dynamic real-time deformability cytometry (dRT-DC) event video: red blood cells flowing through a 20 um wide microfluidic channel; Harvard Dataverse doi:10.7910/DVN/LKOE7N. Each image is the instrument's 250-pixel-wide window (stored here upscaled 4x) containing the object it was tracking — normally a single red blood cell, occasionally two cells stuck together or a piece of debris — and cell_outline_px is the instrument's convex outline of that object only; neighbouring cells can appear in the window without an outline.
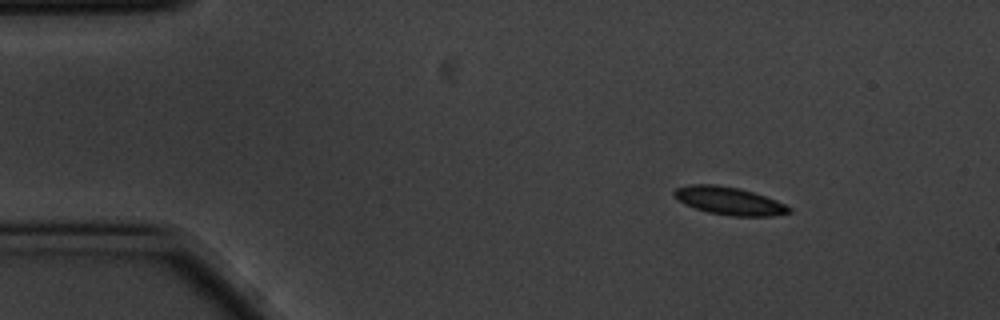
{"species": "common noctule bat (a hibernating species)", "species_latin": "Nyctalus noctula", "temperature_condition": "cold", "stored_images_in_passage": 13, "camera_frame_rate_fps": 3000, "um_per_image_px": 0.085, "animal": {"sex": "male", "body_mass_g": 20.1, "forearm_length_mm": 53.5}, "frame": {"image": 1, "passage_image": 1, "time_ms": 0.0, "image_size_px": [1000, 320], "cell_outline_px": [[792, 212], [772, 216], [732, 216], [708, 212], [684, 204], [676, 200], [672, 196], [672, 192], [676, 188], [688, 184], [716, 184], [740, 188], [776, 200], [792, 208]], "centroid_in_image_um": [61.93, 17.06], "position_along_channel_um": 23.1, "area_um2": 18.79}}
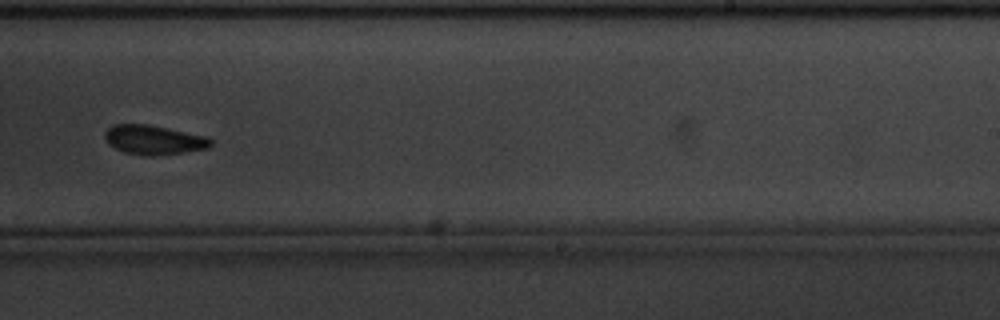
{"frame": {"image": 2, "passage_image": 8, "time_ms": 2.333, "image_size_px": [1000, 320], "cell_outline_px": [[212, 144], [208, 148], [184, 152], [152, 156], [124, 152], [108, 144], [104, 136], [104, 132], [112, 124], [148, 124], [208, 136], [212, 140]], "centroid_in_image_um": [13.07, 11.87], "position_along_channel_um": 275.9, "area_um2": 18.15}}
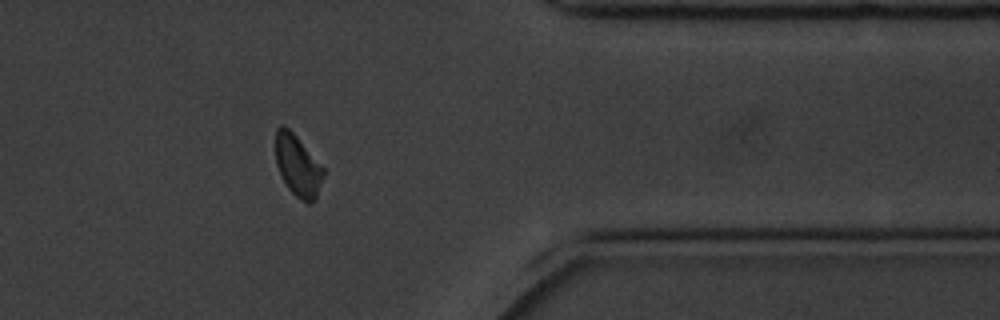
{"frame": {"image": 3, "passage_image": 11, "time_ms": 3.333, "image_size_px": [1000, 320], "cell_outline_px": [[324, 176], [316, 196], [312, 204], [308, 204], [300, 200], [288, 188], [276, 164], [276, 128], [280, 124], [284, 124], [296, 136], [324, 168]], "centroid_in_image_um": [25.31, 14.08], "position_along_channel_um": 386.1, "area_um2": 16.94}}